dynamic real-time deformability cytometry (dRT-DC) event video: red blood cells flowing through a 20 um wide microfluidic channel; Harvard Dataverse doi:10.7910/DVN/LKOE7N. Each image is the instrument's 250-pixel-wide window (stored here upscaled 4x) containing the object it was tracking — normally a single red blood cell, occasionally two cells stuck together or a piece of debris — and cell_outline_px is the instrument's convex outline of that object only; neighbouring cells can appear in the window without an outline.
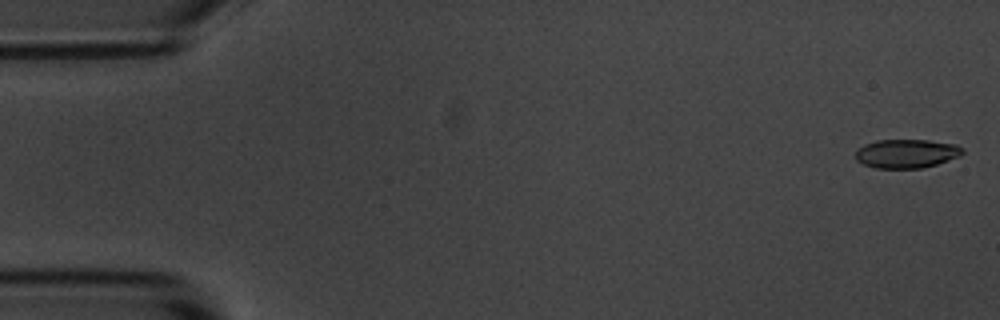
{"species": "common noctule bat (a hibernating species)", "species_latin": "Nyctalus noctula", "temperature_condition": "room temperature", "stored_images_in_passage": 5, "camera_frame_rate_fps": 3000, "um_per_image_px": 0.085, "animal": {"sex": "male", "body_mass_g": 20.1, "forearm_length_mm": 53.5}, "frame": {"image": 1, "passage_image": 1, "time_ms": 0.0, "image_size_px": [1000, 320], "cell_outline_px": [[964, 152], [960, 156], [936, 164], [920, 168], [876, 168], [864, 164], [856, 160], [856, 152], [864, 144], [876, 140], [928, 140], [956, 144], [964, 148]], "centroid_in_image_um": [77.07, 13.04], "position_along_channel_um": 7.9, "area_um2": 17.92}}
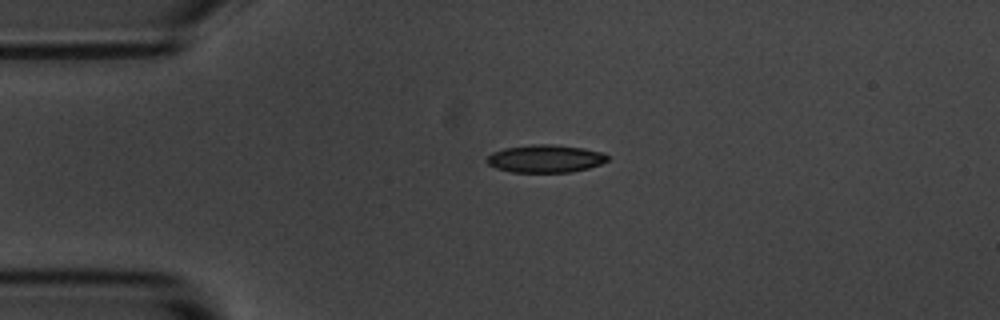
{"frame": {"image": 2, "passage_image": 4, "time_ms": 3.667, "image_size_px": [1000, 320], "cell_outline_px": [[608, 160], [600, 164], [588, 168], [572, 172], [512, 172], [496, 168], [488, 164], [484, 160], [492, 152], [504, 148], [532, 144], [552, 144], [584, 148], [600, 152], [608, 156]], "centroid_in_image_um": [46.32, 13.48], "position_along_channel_um": 38.7, "area_um2": 19.54}}